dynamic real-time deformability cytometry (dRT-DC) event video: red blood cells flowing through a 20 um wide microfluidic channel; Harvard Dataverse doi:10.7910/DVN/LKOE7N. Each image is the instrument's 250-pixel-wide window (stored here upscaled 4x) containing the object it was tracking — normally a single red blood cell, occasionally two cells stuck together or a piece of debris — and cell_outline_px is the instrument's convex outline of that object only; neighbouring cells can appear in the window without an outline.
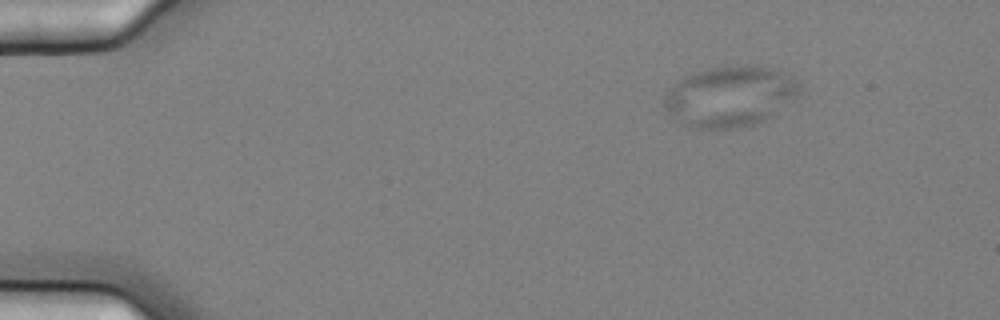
{"species": "common noctule bat (a hibernating species)", "species_latin": "Nyctalus noctula", "temperature_condition": "cold", "stored_images_in_passage": 6, "segment_of_instrument_passage": [2, 2], "camera_frame_rate_fps": 3000, "um_per_image_px": 0.085, "animal": {"sex": "female", "body_mass_g": 25.1}, "frame": {"image": 1, "passage_image": 6, "time_ms": 1.667, "image_size_px": [1000, 320], "cell_outline_px": [[800, 92], [796, 96], [772, 116], [764, 120], [752, 124], [732, 128], [688, 128], [676, 120], [672, 116], [664, 104], [664, 96], [676, 80], [680, 76], [688, 72], [708, 68], [736, 64], [756, 64], [776, 68], [792, 80], [796, 84]], "centroid_in_image_um": [61.97, 8.15], "position_along_channel_um": 23.0, "area_um2": 48.03}}